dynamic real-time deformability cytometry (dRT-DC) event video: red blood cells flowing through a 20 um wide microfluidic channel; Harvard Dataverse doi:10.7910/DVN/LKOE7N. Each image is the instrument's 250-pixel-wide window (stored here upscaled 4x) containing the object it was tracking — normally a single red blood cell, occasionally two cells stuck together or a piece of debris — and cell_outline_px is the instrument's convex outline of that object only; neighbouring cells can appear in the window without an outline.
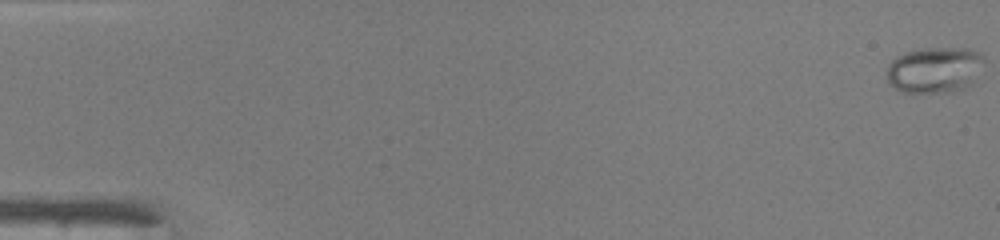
{"species": "common noctule bat (a hibernating species)", "species_latin": "Nyctalus noctula", "temperature_condition": "warm", "stored_images_in_passage": 49, "camera_frame_rate_fps": 3000, "um_per_image_px": 0.085, "animal": {"sex": "male", "body_mass_g": 19.0, "forearm_length_mm": 50.8}, "frame": {"image": 1, "passage_image": 1, "time_ms": 0.0, "image_size_px": [1000, 240], "cell_outline_px": [[984, 60], [972, 84], [964, 88], [948, 92], [900, 92], [888, 80], [888, 64], [896, 56], [904, 52], [928, 48], [968, 48], [976, 52]], "centroid_in_image_um": [79.42, 5.94], "position_along_channel_um": 5.6, "area_um2": 25.72}}
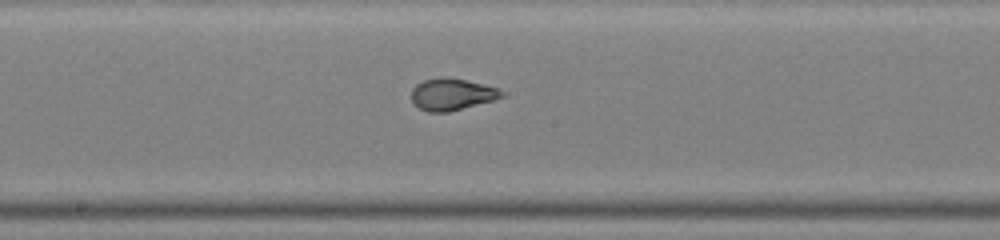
{"frame": {"image": 2, "passage_image": 27, "time_ms": 8.667, "image_size_px": [1000, 240], "cell_outline_px": [[504, 96], [496, 100], [448, 112], [428, 112], [420, 108], [412, 100], [412, 88], [416, 84], [424, 80], [440, 76], [464, 80], [484, 84], [500, 88], [504, 92]], "centroid_in_image_um": [38.45, 8.01], "position_along_channel_um": 209.8, "area_um2": 16.82}}
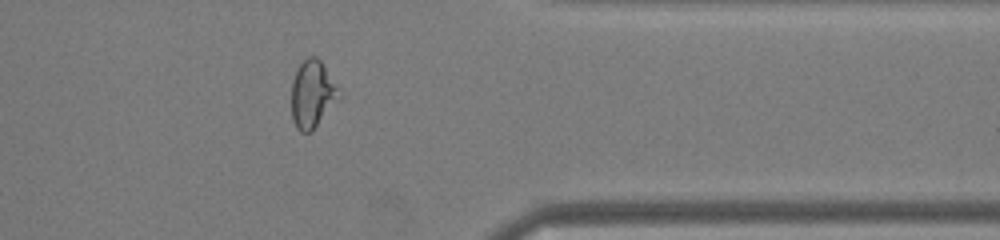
{"frame": {"image": 3, "passage_image": 40, "time_ms": 13.0, "image_size_px": [1000, 240], "cell_outline_px": [[336, 88], [332, 96], [312, 132], [300, 132], [296, 128], [292, 120], [292, 80], [300, 64], [308, 56], [316, 56], [320, 60]], "centroid_in_image_um": [26.38, 7.97], "position_along_channel_um": 385.0, "area_um2": 16.82}}